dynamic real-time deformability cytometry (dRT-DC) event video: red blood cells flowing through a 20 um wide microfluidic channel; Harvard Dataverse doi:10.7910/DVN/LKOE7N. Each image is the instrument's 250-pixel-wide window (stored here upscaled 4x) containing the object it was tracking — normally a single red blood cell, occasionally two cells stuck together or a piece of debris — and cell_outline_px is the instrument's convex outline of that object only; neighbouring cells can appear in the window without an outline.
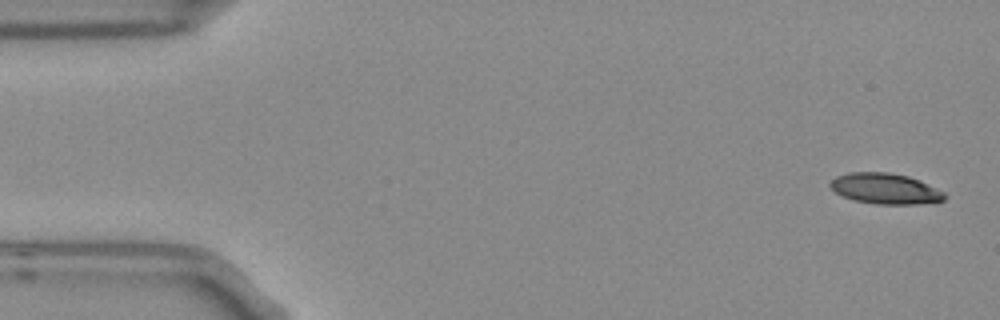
{"species": "Egyptian fruit bat (a non-hibernating species)", "species_latin": "Rousettus aegyptiacus", "temperature_condition": "room temperature", "stored_images_in_passage": 4, "camera_frame_rate_fps": 3000, "um_per_image_px": 0.085, "frame": {"image": 1, "passage_image": 1, "time_ms": 0.0, "image_size_px": [1000, 320], "cell_outline_px": [[948, 196], [944, 200], [916, 204], [876, 204], [852, 200], [836, 192], [828, 184], [836, 176], [848, 172], [888, 172], [908, 176], [944, 192]], "centroid_in_image_um": [75.22, 16.03], "position_along_channel_um": 9.8, "area_um2": 20.29}}
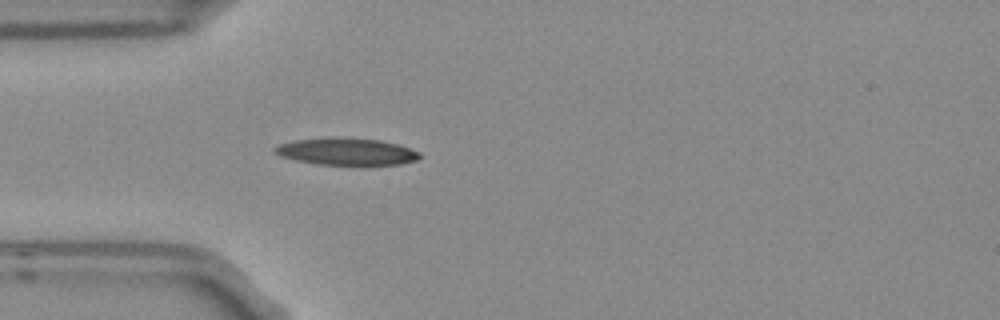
{"frame": {"image": 2, "passage_image": 4, "time_ms": 1.0, "image_size_px": [1000, 320], "cell_outline_px": [[420, 156], [416, 160], [400, 164], [364, 168], [360, 168], [316, 164], [296, 160], [280, 156], [272, 152], [272, 148], [280, 144], [296, 140], [380, 140], [396, 144], [420, 152]], "centroid_in_image_um": [29.5, 12.99], "position_along_channel_um": 55.5, "area_um2": 22.77}}